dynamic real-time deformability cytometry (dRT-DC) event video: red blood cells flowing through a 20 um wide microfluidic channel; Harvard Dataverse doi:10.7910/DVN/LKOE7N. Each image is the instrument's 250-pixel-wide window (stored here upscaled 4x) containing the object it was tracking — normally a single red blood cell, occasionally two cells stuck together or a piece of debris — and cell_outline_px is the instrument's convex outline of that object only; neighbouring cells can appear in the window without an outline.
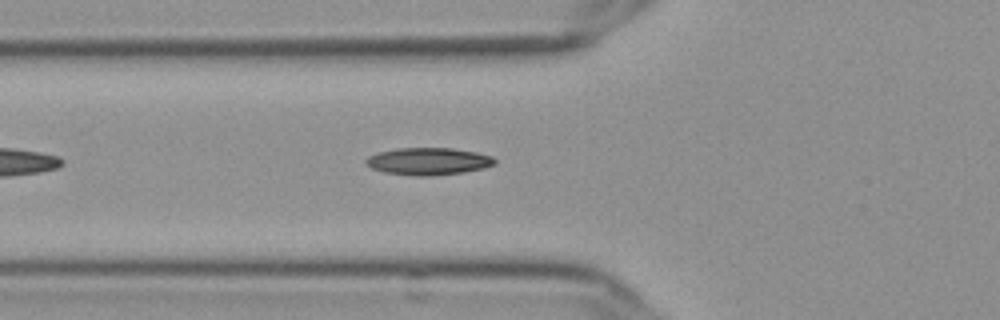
{"species": "Egyptian fruit bat (a non-hibernating species)", "species_latin": "Rousettus aegyptiacus", "temperature_condition": "cold", "stored_images_in_passage": 28, "camera_frame_rate_fps": 3000, "um_per_image_px": 0.085, "frame": {"image": 1, "passage_image": 7, "time_ms": 2.0, "image_size_px": [1000, 320], "cell_outline_px": [[496, 164], [484, 168], [464, 172], [428, 176], [416, 176], [384, 172], [372, 168], [364, 164], [364, 160], [368, 156], [376, 152], [396, 148], [452, 148], [476, 152], [492, 156], [496, 160]], "centroid_in_image_um": [36.38, 13.7], "position_along_channel_um": 89.4, "area_um2": 20.63}}
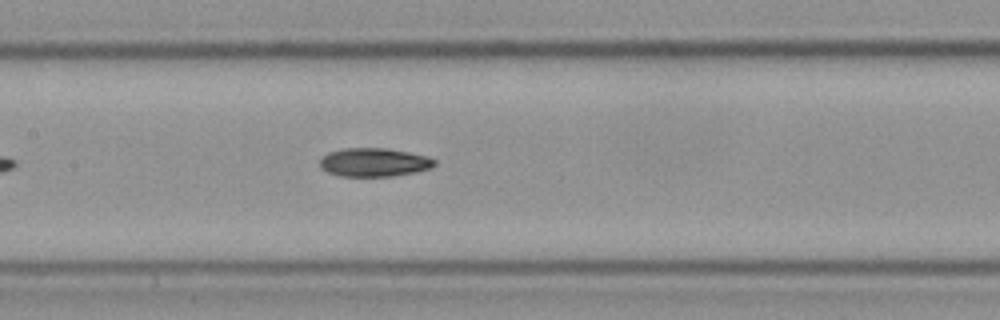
{"frame": {"image": 2, "passage_image": 14, "time_ms": 4.333, "image_size_px": [1000, 320], "cell_outline_px": [[436, 164], [432, 168], [416, 172], [392, 176], [340, 176], [328, 172], [320, 168], [320, 160], [328, 152], [340, 148], [388, 148], [428, 156], [436, 160]], "centroid_in_image_um": [31.81, 13.79], "position_along_channel_um": 175.6, "area_um2": 19.25}}
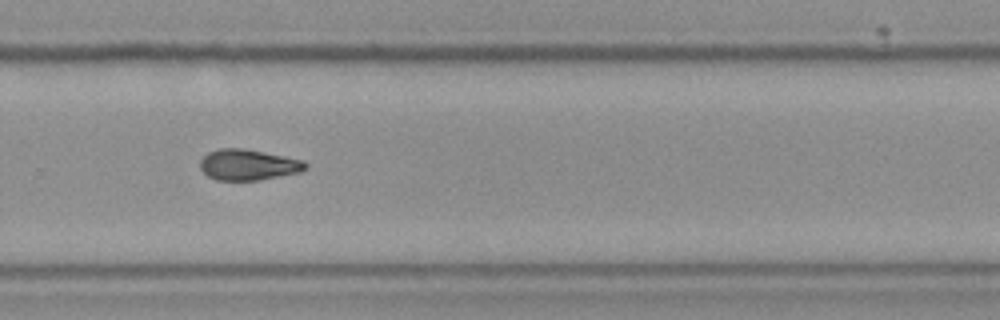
{"frame": {"image": 3, "passage_image": 25, "time_ms": 8.0, "image_size_px": [1000, 320], "cell_outline_px": [[308, 168], [300, 172], [260, 180], [216, 180], [208, 176], [200, 168], [200, 160], [208, 152], [216, 148], [244, 148], [304, 160], [308, 164]], "centroid_in_image_um": [21.1, 14.0], "position_along_channel_um": 308.7, "area_um2": 19.07}}